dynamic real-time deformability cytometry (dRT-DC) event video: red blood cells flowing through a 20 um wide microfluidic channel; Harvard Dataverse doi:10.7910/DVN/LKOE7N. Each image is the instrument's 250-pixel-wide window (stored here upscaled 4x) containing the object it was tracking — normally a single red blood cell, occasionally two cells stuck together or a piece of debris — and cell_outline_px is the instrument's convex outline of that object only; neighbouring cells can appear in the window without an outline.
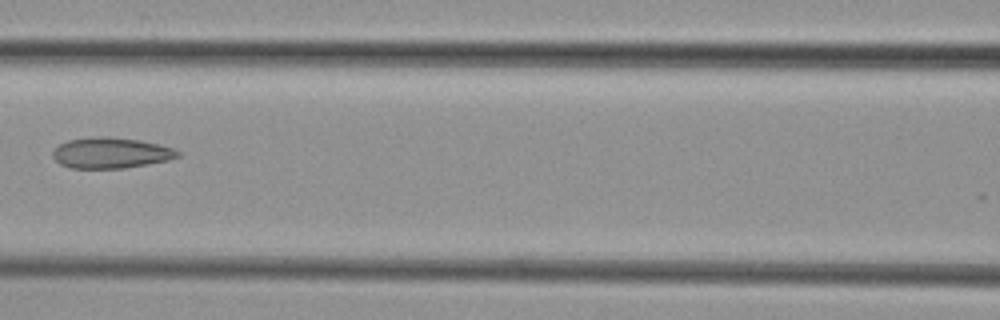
{"species": "common noctule bat (a hibernating species)", "species_latin": "Nyctalus noctula", "temperature_condition": "cold", "stored_images_in_passage": 4, "camera_frame_rate_fps": 3000, "um_per_image_px": 0.085, "animal": {"sex": "female", "body_mass_g": 29.2, "forearm_length_mm": 56.3}, "frame": {"image": 1, "passage_image": 4, "time_ms": 3.667, "image_size_px": [1000, 320], "cell_outline_px": [[180, 156], [168, 160], [148, 164], [124, 168], [68, 168], [60, 164], [52, 156], [52, 152], [60, 144], [68, 140], [92, 136], [108, 136], [140, 140], [160, 144], [172, 148], [180, 152]], "centroid_in_image_um": [9.42, 12.99], "position_along_channel_um": 157.2, "area_um2": 22.54}}